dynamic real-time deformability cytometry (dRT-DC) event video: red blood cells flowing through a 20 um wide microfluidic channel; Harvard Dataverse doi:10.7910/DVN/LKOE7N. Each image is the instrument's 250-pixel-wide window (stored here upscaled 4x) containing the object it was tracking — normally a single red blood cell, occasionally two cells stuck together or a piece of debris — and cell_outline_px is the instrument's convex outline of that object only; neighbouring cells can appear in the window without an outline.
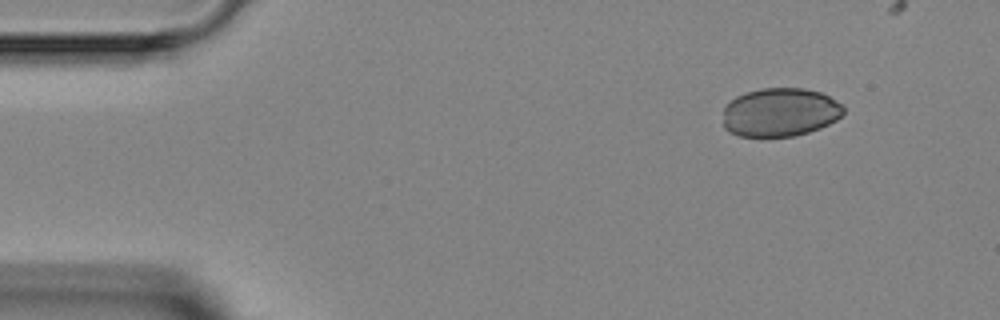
{"species": "Egyptian fruit bat (a non-hibernating species)", "species_latin": "Rousettus aegyptiacus", "temperature_condition": "room temperature", "stored_images_in_passage": 4, "camera_frame_rate_fps": 3000, "um_per_image_px": 0.085, "animal": {"sex": "female"}, "frame": {"image": 1, "passage_image": 1, "time_ms": 0.0, "image_size_px": [1000, 320], "cell_outline_px": [[844, 112], [836, 120], [820, 128], [796, 136], [740, 136], [728, 132], [724, 128], [724, 108], [736, 96], [744, 92], [760, 88], [804, 88], [820, 92], [828, 96], [840, 104], [844, 108]], "centroid_in_image_um": [66.29, 9.54], "position_along_channel_um": 18.7, "area_um2": 34.1}}